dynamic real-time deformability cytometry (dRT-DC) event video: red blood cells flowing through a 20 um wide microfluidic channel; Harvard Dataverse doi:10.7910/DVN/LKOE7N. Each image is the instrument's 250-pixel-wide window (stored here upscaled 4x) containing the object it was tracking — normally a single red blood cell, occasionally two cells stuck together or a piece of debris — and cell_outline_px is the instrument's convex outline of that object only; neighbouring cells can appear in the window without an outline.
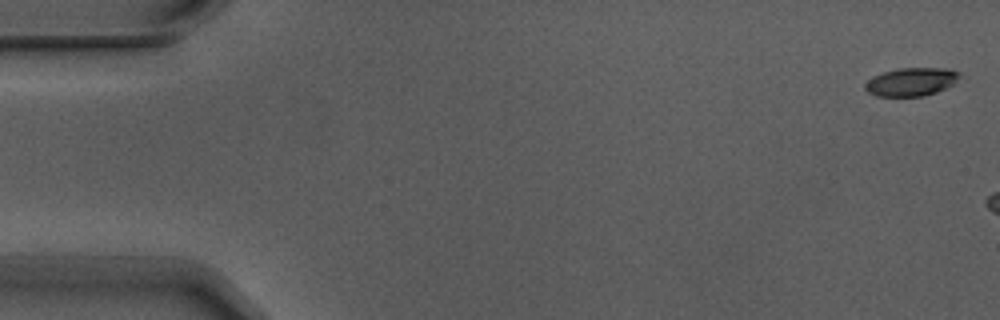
{"species": "Egyptian fruit bat (a non-hibernating species)", "species_latin": "Rousettus aegyptiacus", "temperature_condition": "warm", "stored_images_in_passage": 5, "camera_frame_rate_fps": 3000, "um_per_image_px": 0.085, "animal": {"sex": "male"}, "frame": {"image": 1, "passage_image": 1, "time_ms": 0.0, "image_size_px": [1000, 320], "cell_outline_px": [[960, 76], [952, 84], [936, 92], [924, 96], [876, 96], [868, 92], [864, 88], [864, 84], [872, 76], [884, 72], [900, 68], [948, 68], [960, 72]], "centroid_in_image_um": [77.43, 6.95], "position_along_channel_um": 7.6, "area_um2": 15.49}}